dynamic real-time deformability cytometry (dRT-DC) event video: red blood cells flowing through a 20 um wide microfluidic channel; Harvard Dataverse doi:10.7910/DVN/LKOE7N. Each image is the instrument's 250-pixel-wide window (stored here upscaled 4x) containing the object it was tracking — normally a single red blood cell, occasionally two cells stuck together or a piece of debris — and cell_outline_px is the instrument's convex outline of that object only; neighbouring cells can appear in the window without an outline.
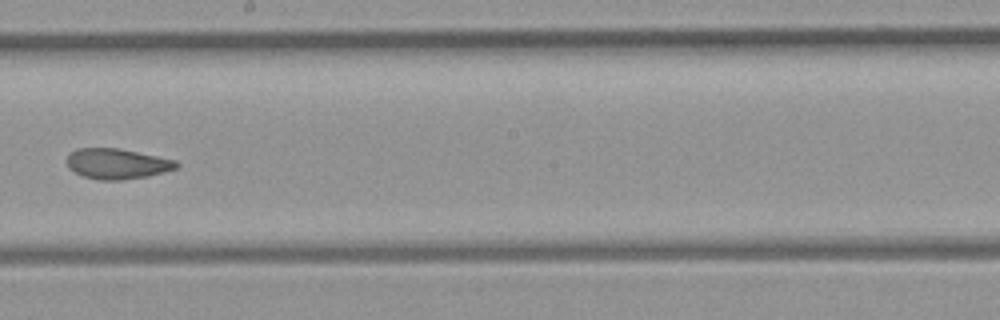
{"species": "common noctule bat (a hibernating species)", "species_latin": "Nyctalus noctula", "temperature_condition": "room temperature", "stored_images_in_passage": 33, "camera_frame_rate_fps": 3000, "um_per_image_px": 0.085, "animal": {"sex": "female", "body_mass_g": 21.9}, "frame": {"image": 1, "passage_image": 15, "time_ms": 4.667, "image_size_px": [1000, 320], "cell_outline_px": [[180, 164], [176, 168], [148, 176], [120, 180], [100, 180], [84, 176], [68, 168], [68, 156], [76, 148], [120, 148], [176, 160]], "centroid_in_image_um": [9.97, 13.91], "position_along_channel_um": 238.2, "area_um2": 19.25}}